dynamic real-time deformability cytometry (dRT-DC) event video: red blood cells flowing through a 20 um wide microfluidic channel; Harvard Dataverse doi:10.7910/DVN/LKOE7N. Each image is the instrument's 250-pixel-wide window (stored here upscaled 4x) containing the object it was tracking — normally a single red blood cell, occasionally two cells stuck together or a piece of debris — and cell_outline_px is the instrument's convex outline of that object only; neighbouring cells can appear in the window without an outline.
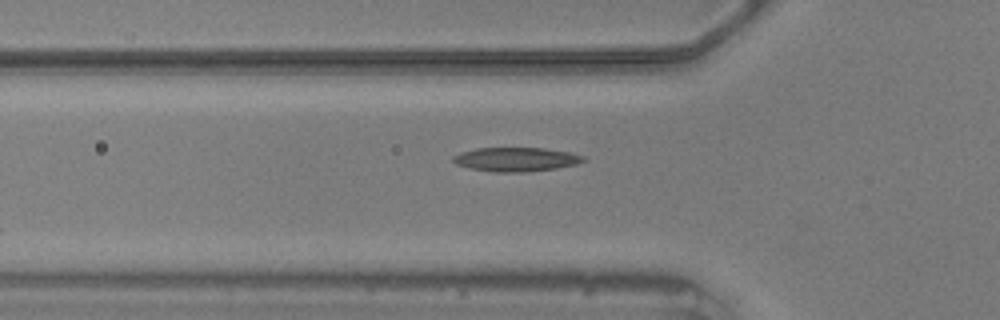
{"species": "common noctule bat (a hibernating species)", "species_latin": "Nyctalus noctula", "temperature_condition": "warm", "stored_images_in_passage": 7, "camera_frame_rate_fps": 3000, "um_per_image_px": 0.085, "animal": {"sex": "male", "body_mass_g": 20.5, "forearm_length_mm": 52.5}, "frame": {"image": 1, "passage_image": 2, "time_ms": 0.333, "image_size_px": [1000, 320], "cell_outline_px": [[584, 160], [576, 164], [556, 168], [528, 172], [492, 172], [468, 168], [456, 164], [452, 160], [452, 156], [460, 152], [476, 148], [544, 148], [568, 152], [584, 156]], "centroid_in_image_um": [43.8, 13.55], "position_along_channel_um": 82.0, "area_um2": 18.26}}